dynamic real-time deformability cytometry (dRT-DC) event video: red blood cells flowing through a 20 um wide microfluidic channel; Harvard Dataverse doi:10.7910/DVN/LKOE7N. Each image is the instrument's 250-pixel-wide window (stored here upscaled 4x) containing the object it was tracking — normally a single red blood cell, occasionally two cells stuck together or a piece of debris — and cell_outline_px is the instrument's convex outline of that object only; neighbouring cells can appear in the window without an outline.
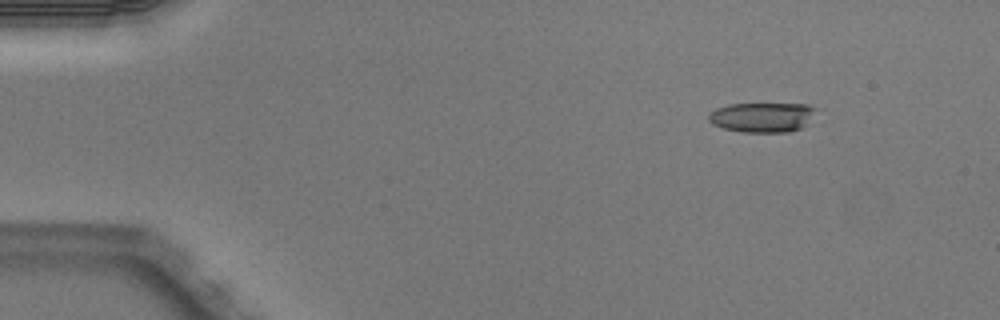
{"species": "Egyptian fruit bat (a non-hibernating species)", "species_latin": "Rousettus aegyptiacus", "temperature_condition": "warm", "stored_images_in_passage": 5, "camera_frame_rate_fps": 3000, "um_per_image_px": 0.085, "animal": {"sex": "male"}, "frame": {"image": 1, "passage_image": 1, "time_ms": 0.0, "image_size_px": [1000, 320], "cell_outline_px": [[816, 108], [804, 124], [800, 128], [788, 132], [740, 132], [724, 128], [712, 124], [708, 120], [708, 112], [716, 108], [728, 104], [808, 104]], "centroid_in_image_um": [64.7, 9.96], "position_along_channel_um": 20.3, "area_um2": 18.44}}
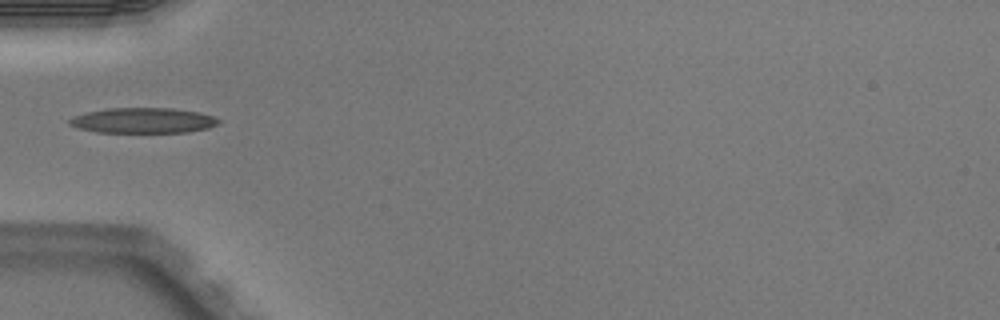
{"frame": {"image": 2, "passage_image": 4, "time_ms": 1.0, "image_size_px": [1000, 320], "cell_outline_px": [[220, 124], [208, 128], [188, 132], [96, 132], [76, 128], [68, 124], [68, 120], [72, 116], [88, 112], [108, 108], [172, 108], [200, 112], [212, 116], [220, 120]], "centroid_in_image_um": [12.15, 10.24], "position_along_channel_um": 72.8, "area_um2": 22.14}}
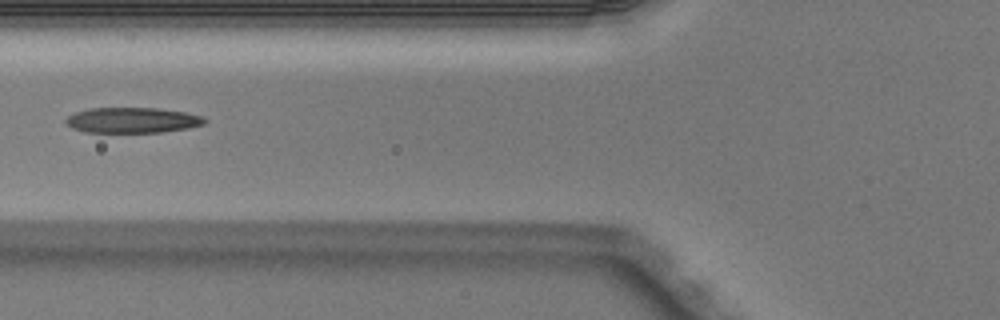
{"frame": {"image": 3, "passage_image": 5, "time_ms": 1.333, "image_size_px": [1000, 320], "cell_outline_px": [[208, 120], [204, 124], [188, 128], [160, 132], [84, 132], [72, 128], [64, 120], [68, 116], [76, 112], [88, 108], [160, 108], [184, 112], [200, 116]], "centroid_in_image_um": [11.24, 10.21], "position_along_channel_um": 114.6, "area_um2": 20.52}}